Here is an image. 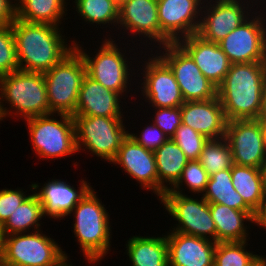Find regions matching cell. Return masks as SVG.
Masks as SVG:
<instances>
[{
    "instance_id": "obj_1",
    "label": "cell",
    "mask_w": 266,
    "mask_h": 266,
    "mask_svg": "<svg viewBox=\"0 0 266 266\" xmlns=\"http://www.w3.org/2000/svg\"><path fill=\"white\" fill-rule=\"evenodd\" d=\"M11 26L20 70L45 73L75 48L74 39L67 44L62 27L17 18Z\"/></svg>"
},
{
    "instance_id": "obj_2",
    "label": "cell",
    "mask_w": 266,
    "mask_h": 266,
    "mask_svg": "<svg viewBox=\"0 0 266 266\" xmlns=\"http://www.w3.org/2000/svg\"><path fill=\"white\" fill-rule=\"evenodd\" d=\"M265 73L266 62L231 64L217 88L227 121L258 118Z\"/></svg>"
},
{
    "instance_id": "obj_3",
    "label": "cell",
    "mask_w": 266,
    "mask_h": 266,
    "mask_svg": "<svg viewBox=\"0 0 266 266\" xmlns=\"http://www.w3.org/2000/svg\"><path fill=\"white\" fill-rule=\"evenodd\" d=\"M96 193L92 188L71 211L80 252L85 261L94 265L109 253L112 238L109 212Z\"/></svg>"
},
{
    "instance_id": "obj_4",
    "label": "cell",
    "mask_w": 266,
    "mask_h": 266,
    "mask_svg": "<svg viewBox=\"0 0 266 266\" xmlns=\"http://www.w3.org/2000/svg\"><path fill=\"white\" fill-rule=\"evenodd\" d=\"M3 101L10 107H5ZM13 114L23 120L49 114L43 73L19 69L0 76V121Z\"/></svg>"
},
{
    "instance_id": "obj_5",
    "label": "cell",
    "mask_w": 266,
    "mask_h": 266,
    "mask_svg": "<svg viewBox=\"0 0 266 266\" xmlns=\"http://www.w3.org/2000/svg\"><path fill=\"white\" fill-rule=\"evenodd\" d=\"M68 258L42 230L1 236L0 266H64Z\"/></svg>"
},
{
    "instance_id": "obj_6",
    "label": "cell",
    "mask_w": 266,
    "mask_h": 266,
    "mask_svg": "<svg viewBox=\"0 0 266 266\" xmlns=\"http://www.w3.org/2000/svg\"><path fill=\"white\" fill-rule=\"evenodd\" d=\"M109 35L108 38L104 36V40L99 46L100 50H96L94 53L98 52L93 57L90 56L91 54H87V49L82 48L83 45L80 46V42L75 41L74 46L84 59L86 74L89 77L123 97L124 95L128 96L126 94L131 92L129 89H131L130 86L132 84L129 82L132 81V76L135 75V70H137L134 69V65L132 68L130 66L135 61H128L132 60V58L131 56L130 58L126 56L127 51L125 49L127 47L118 46L119 44L115 42L116 40L111 38V34Z\"/></svg>"
},
{
    "instance_id": "obj_7",
    "label": "cell",
    "mask_w": 266,
    "mask_h": 266,
    "mask_svg": "<svg viewBox=\"0 0 266 266\" xmlns=\"http://www.w3.org/2000/svg\"><path fill=\"white\" fill-rule=\"evenodd\" d=\"M25 122L32 149L39 159H61L78 152L72 115L50 113L28 118Z\"/></svg>"
},
{
    "instance_id": "obj_8",
    "label": "cell",
    "mask_w": 266,
    "mask_h": 266,
    "mask_svg": "<svg viewBox=\"0 0 266 266\" xmlns=\"http://www.w3.org/2000/svg\"><path fill=\"white\" fill-rule=\"evenodd\" d=\"M75 125L77 151L110 162L115 158L122 141L128 136L125 117L72 115ZM123 118V119H122ZM85 147V148H84Z\"/></svg>"
},
{
    "instance_id": "obj_9",
    "label": "cell",
    "mask_w": 266,
    "mask_h": 266,
    "mask_svg": "<svg viewBox=\"0 0 266 266\" xmlns=\"http://www.w3.org/2000/svg\"><path fill=\"white\" fill-rule=\"evenodd\" d=\"M43 75L47 89L49 114L73 115L82 80L86 75V64L79 51L74 48Z\"/></svg>"
},
{
    "instance_id": "obj_10",
    "label": "cell",
    "mask_w": 266,
    "mask_h": 266,
    "mask_svg": "<svg viewBox=\"0 0 266 266\" xmlns=\"http://www.w3.org/2000/svg\"><path fill=\"white\" fill-rule=\"evenodd\" d=\"M159 201L165 211L178 223L170 231L206 238L216 242V227L212 219L209 203L186 194L165 192Z\"/></svg>"
},
{
    "instance_id": "obj_11",
    "label": "cell",
    "mask_w": 266,
    "mask_h": 266,
    "mask_svg": "<svg viewBox=\"0 0 266 266\" xmlns=\"http://www.w3.org/2000/svg\"><path fill=\"white\" fill-rule=\"evenodd\" d=\"M261 8L219 42L231 64L266 62V5Z\"/></svg>"
},
{
    "instance_id": "obj_12",
    "label": "cell",
    "mask_w": 266,
    "mask_h": 266,
    "mask_svg": "<svg viewBox=\"0 0 266 266\" xmlns=\"http://www.w3.org/2000/svg\"><path fill=\"white\" fill-rule=\"evenodd\" d=\"M156 48L159 51L156 49L155 53L173 72L185 102L217 97V87L203 75L192 57L178 43Z\"/></svg>"
},
{
    "instance_id": "obj_13",
    "label": "cell",
    "mask_w": 266,
    "mask_h": 266,
    "mask_svg": "<svg viewBox=\"0 0 266 266\" xmlns=\"http://www.w3.org/2000/svg\"><path fill=\"white\" fill-rule=\"evenodd\" d=\"M258 4L256 0H205L197 34L207 41L219 43L247 20L255 12L253 10L261 8Z\"/></svg>"
},
{
    "instance_id": "obj_14",
    "label": "cell",
    "mask_w": 266,
    "mask_h": 266,
    "mask_svg": "<svg viewBox=\"0 0 266 266\" xmlns=\"http://www.w3.org/2000/svg\"><path fill=\"white\" fill-rule=\"evenodd\" d=\"M148 49H151L150 56L146 61L142 60V67L138 70H143V78L139 79L142 83L138 82L141 87L138 85L137 92L142 93L141 96L145 97L144 101L148 102L149 107H180L185 101L173 72L156 53H152L154 47Z\"/></svg>"
},
{
    "instance_id": "obj_15",
    "label": "cell",
    "mask_w": 266,
    "mask_h": 266,
    "mask_svg": "<svg viewBox=\"0 0 266 266\" xmlns=\"http://www.w3.org/2000/svg\"><path fill=\"white\" fill-rule=\"evenodd\" d=\"M225 138L234 164L263 167L266 162V133L257 119L227 121Z\"/></svg>"
},
{
    "instance_id": "obj_16",
    "label": "cell",
    "mask_w": 266,
    "mask_h": 266,
    "mask_svg": "<svg viewBox=\"0 0 266 266\" xmlns=\"http://www.w3.org/2000/svg\"><path fill=\"white\" fill-rule=\"evenodd\" d=\"M205 0H157L161 46L198 32Z\"/></svg>"
},
{
    "instance_id": "obj_17",
    "label": "cell",
    "mask_w": 266,
    "mask_h": 266,
    "mask_svg": "<svg viewBox=\"0 0 266 266\" xmlns=\"http://www.w3.org/2000/svg\"><path fill=\"white\" fill-rule=\"evenodd\" d=\"M121 27V28H120ZM117 29L123 30L127 38H132L128 41L133 42V37L139 36L138 41L144 38L143 44L148 46L155 44L156 47L161 46V30L158 19L157 0H127L119 7V21ZM129 31V32H128ZM128 34H127V33ZM138 35V36H137ZM141 36V38H140ZM150 42H147L149 41ZM149 43V44H147ZM153 43V44H152ZM159 45V46H156Z\"/></svg>"
},
{
    "instance_id": "obj_18",
    "label": "cell",
    "mask_w": 266,
    "mask_h": 266,
    "mask_svg": "<svg viewBox=\"0 0 266 266\" xmlns=\"http://www.w3.org/2000/svg\"><path fill=\"white\" fill-rule=\"evenodd\" d=\"M61 180L49 179L42 187L35 182L30 185V190L32 192L34 190L43 207L44 216L50 219L54 218V220H63L64 217L71 216V211L74 207L92 189L89 182L84 179H81L80 187L77 190L69 182L66 183L67 181ZM38 189L39 191H37Z\"/></svg>"
},
{
    "instance_id": "obj_19",
    "label": "cell",
    "mask_w": 266,
    "mask_h": 266,
    "mask_svg": "<svg viewBox=\"0 0 266 266\" xmlns=\"http://www.w3.org/2000/svg\"><path fill=\"white\" fill-rule=\"evenodd\" d=\"M120 165L127 175L158 198V173L154 152L136 143L129 135L122 141L115 158L110 162Z\"/></svg>"
},
{
    "instance_id": "obj_20",
    "label": "cell",
    "mask_w": 266,
    "mask_h": 266,
    "mask_svg": "<svg viewBox=\"0 0 266 266\" xmlns=\"http://www.w3.org/2000/svg\"><path fill=\"white\" fill-rule=\"evenodd\" d=\"M177 43L192 57L203 75L218 88L231 66L219 43L207 41L197 33Z\"/></svg>"
},
{
    "instance_id": "obj_21",
    "label": "cell",
    "mask_w": 266,
    "mask_h": 266,
    "mask_svg": "<svg viewBox=\"0 0 266 266\" xmlns=\"http://www.w3.org/2000/svg\"><path fill=\"white\" fill-rule=\"evenodd\" d=\"M169 266H213L217 243L201 237L168 231Z\"/></svg>"
},
{
    "instance_id": "obj_22",
    "label": "cell",
    "mask_w": 266,
    "mask_h": 266,
    "mask_svg": "<svg viewBox=\"0 0 266 266\" xmlns=\"http://www.w3.org/2000/svg\"><path fill=\"white\" fill-rule=\"evenodd\" d=\"M182 123L208 139L225 137L227 120L217 97L203 101H189L181 105Z\"/></svg>"
},
{
    "instance_id": "obj_23",
    "label": "cell",
    "mask_w": 266,
    "mask_h": 266,
    "mask_svg": "<svg viewBox=\"0 0 266 266\" xmlns=\"http://www.w3.org/2000/svg\"><path fill=\"white\" fill-rule=\"evenodd\" d=\"M121 99L125 98H122L119 93L105 88L86 74L82 80L73 115L124 117L121 107L123 105L120 104Z\"/></svg>"
},
{
    "instance_id": "obj_24",
    "label": "cell",
    "mask_w": 266,
    "mask_h": 266,
    "mask_svg": "<svg viewBox=\"0 0 266 266\" xmlns=\"http://www.w3.org/2000/svg\"><path fill=\"white\" fill-rule=\"evenodd\" d=\"M209 208L216 227V243L247 241L250 238L247 222L254 223V211L236 210L218 203H209Z\"/></svg>"
},
{
    "instance_id": "obj_25",
    "label": "cell",
    "mask_w": 266,
    "mask_h": 266,
    "mask_svg": "<svg viewBox=\"0 0 266 266\" xmlns=\"http://www.w3.org/2000/svg\"><path fill=\"white\" fill-rule=\"evenodd\" d=\"M154 155L158 173L159 199L177 183L189 160L171 138L155 150Z\"/></svg>"
},
{
    "instance_id": "obj_26",
    "label": "cell",
    "mask_w": 266,
    "mask_h": 266,
    "mask_svg": "<svg viewBox=\"0 0 266 266\" xmlns=\"http://www.w3.org/2000/svg\"><path fill=\"white\" fill-rule=\"evenodd\" d=\"M126 245V253L132 266H169L166 234L133 236Z\"/></svg>"
},
{
    "instance_id": "obj_27",
    "label": "cell",
    "mask_w": 266,
    "mask_h": 266,
    "mask_svg": "<svg viewBox=\"0 0 266 266\" xmlns=\"http://www.w3.org/2000/svg\"><path fill=\"white\" fill-rule=\"evenodd\" d=\"M69 0H16V18L60 26L68 11ZM66 12V13H65Z\"/></svg>"
},
{
    "instance_id": "obj_28",
    "label": "cell",
    "mask_w": 266,
    "mask_h": 266,
    "mask_svg": "<svg viewBox=\"0 0 266 266\" xmlns=\"http://www.w3.org/2000/svg\"><path fill=\"white\" fill-rule=\"evenodd\" d=\"M231 178L235 190L256 213L266 197L262 168L233 164Z\"/></svg>"
},
{
    "instance_id": "obj_29",
    "label": "cell",
    "mask_w": 266,
    "mask_h": 266,
    "mask_svg": "<svg viewBox=\"0 0 266 266\" xmlns=\"http://www.w3.org/2000/svg\"><path fill=\"white\" fill-rule=\"evenodd\" d=\"M44 217L43 207L33 191L0 227V235L7 236L16 233L39 231L42 224L40 220Z\"/></svg>"
},
{
    "instance_id": "obj_30",
    "label": "cell",
    "mask_w": 266,
    "mask_h": 266,
    "mask_svg": "<svg viewBox=\"0 0 266 266\" xmlns=\"http://www.w3.org/2000/svg\"><path fill=\"white\" fill-rule=\"evenodd\" d=\"M201 196L208 203H218L241 211H253L233 187L231 168L211 175Z\"/></svg>"
},
{
    "instance_id": "obj_31",
    "label": "cell",
    "mask_w": 266,
    "mask_h": 266,
    "mask_svg": "<svg viewBox=\"0 0 266 266\" xmlns=\"http://www.w3.org/2000/svg\"><path fill=\"white\" fill-rule=\"evenodd\" d=\"M75 11L87 24L103 25L111 24L115 30L119 21V6L113 0H74ZM115 26V28H114Z\"/></svg>"
},
{
    "instance_id": "obj_32",
    "label": "cell",
    "mask_w": 266,
    "mask_h": 266,
    "mask_svg": "<svg viewBox=\"0 0 266 266\" xmlns=\"http://www.w3.org/2000/svg\"><path fill=\"white\" fill-rule=\"evenodd\" d=\"M198 161L209 176L231 168L234 164L233 156L226 138L209 139L203 147Z\"/></svg>"
},
{
    "instance_id": "obj_33",
    "label": "cell",
    "mask_w": 266,
    "mask_h": 266,
    "mask_svg": "<svg viewBox=\"0 0 266 266\" xmlns=\"http://www.w3.org/2000/svg\"><path fill=\"white\" fill-rule=\"evenodd\" d=\"M247 241L217 242L213 266H248L258 254L247 250Z\"/></svg>"
},
{
    "instance_id": "obj_34",
    "label": "cell",
    "mask_w": 266,
    "mask_h": 266,
    "mask_svg": "<svg viewBox=\"0 0 266 266\" xmlns=\"http://www.w3.org/2000/svg\"><path fill=\"white\" fill-rule=\"evenodd\" d=\"M209 177V174L201 166L198 160L188 161L177 183L166 192L186 194L183 192L184 188L181 187L184 183V186L186 185L185 189L188 188L189 192L192 191L191 194L202 195L206 189Z\"/></svg>"
},
{
    "instance_id": "obj_35",
    "label": "cell",
    "mask_w": 266,
    "mask_h": 266,
    "mask_svg": "<svg viewBox=\"0 0 266 266\" xmlns=\"http://www.w3.org/2000/svg\"><path fill=\"white\" fill-rule=\"evenodd\" d=\"M171 139L180 147L189 161L198 160L203 147L209 140L183 123L178 127Z\"/></svg>"
},
{
    "instance_id": "obj_36",
    "label": "cell",
    "mask_w": 266,
    "mask_h": 266,
    "mask_svg": "<svg viewBox=\"0 0 266 266\" xmlns=\"http://www.w3.org/2000/svg\"><path fill=\"white\" fill-rule=\"evenodd\" d=\"M19 70L11 24L0 25V76Z\"/></svg>"
},
{
    "instance_id": "obj_37",
    "label": "cell",
    "mask_w": 266,
    "mask_h": 266,
    "mask_svg": "<svg viewBox=\"0 0 266 266\" xmlns=\"http://www.w3.org/2000/svg\"><path fill=\"white\" fill-rule=\"evenodd\" d=\"M154 108L152 123L157 125L169 138L175 134L178 127L182 124L181 106L174 108Z\"/></svg>"
},
{
    "instance_id": "obj_38",
    "label": "cell",
    "mask_w": 266,
    "mask_h": 266,
    "mask_svg": "<svg viewBox=\"0 0 266 266\" xmlns=\"http://www.w3.org/2000/svg\"><path fill=\"white\" fill-rule=\"evenodd\" d=\"M140 135L128 131L129 137H131L136 143L142 145L148 150L155 151L163 143H165L169 137L154 123H145ZM149 125V126H148Z\"/></svg>"
},
{
    "instance_id": "obj_39",
    "label": "cell",
    "mask_w": 266,
    "mask_h": 266,
    "mask_svg": "<svg viewBox=\"0 0 266 266\" xmlns=\"http://www.w3.org/2000/svg\"><path fill=\"white\" fill-rule=\"evenodd\" d=\"M23 189L0 190V227L8 220L18 206L29 196Z\"/></svg>"
},
{
    "instance_id": "obj_40",
    "label": "cell",
    "mask_w": 266,
    "mask_h": 266,
    "mask_svg": "<svg viewBox=\"0 0 266 266\" xmlns=\"http://www.w3.org/2000/svg\"><path fill=\"white\" fill-rule=\"evenodd\" d=\"M15 19L16 0H0V25L12 24Z\"/></svg>"
},
{
    "instance_id": "obj_41",
    "label": "cell",
    "mask_w": 266,
    "mask_h": 266,
    "mask_svg": "<svg viewBox=\"0 0 266 266\" xmlns=\"http://www.w3.org/2000/svg\"><path fill=\"white\" fill-rule=\"evenodd\" d=\"M254 224L260 226L264 230L266 229V197L260 209L256 212Z\"/></svg>"
},
{
    "instance_id": "obj_42",
    "label": "cell",
    "mask_w": 266,
    "mask_h": 266,
    "mask_svg": "<svg viewBox=\"0 0 266 266\" xmlns=\"http://www.w3.org/2000/svg\"><path fill=\"white\" fill-rule=\"evenodd\" d=\"M261 110L257 120L264 126L266 124V73L264 76L263 91H262Z\"/></svg>"
},
{
    "instance_id": "obj_43",
    "label": "cell",
    "mask_w": 266,
    "mask_h": 266,
    "mask_svg": "<svg viewBox=\"0 0 266 266\" xmlns=\"http://www.w3.org/2000/svg\"><path fill=\"white\" fill-rule=\"evenodd\" d=\"M248 266H266V257L257 255Z\"/></svg>"
},
{
    "instance_id": "obj_44",
    "label": "cell",
    "mask_w": 266,
    "mask_h": 266,
    "mask_svg": "<svg viewBox=\"0 0 266 266\" xmlns=\"http://www.w3.org/2000/svg\"><path fill=\"white\" fill-rule=\"evenodd\" d=\"M262 172H263V177H264V189H265V194H266V162L264 163L262 167Z\"/></svg>"
},
{
    "instance_id": "obj_45",
    "label": "cell",
    "mask_w": 266,
    "mask_h": 266,
    "mask_svg": "<svg viewBox=\"0 0 266 266\" xmlns=\"http://www.w3.org/2000/svg\"><path fill=\"white\" fill-rule=\"evenodd\" d=\"M119 7L127 0H113Z\"/></svg>"
},
{
    "instance_id": "obj_46",
    "label": "cell",
    "mask_w": 266,
    "mask_h": 266,
    "mask_svg": "<svg viewBox=\"0 0 266 266\" xmlns=\"http://www.w3.org/2000/svg\"><path fill=\"white\" fill-rule=\"evenodd\" d=\"M256 1H257V3H259V5H261V6H263V4H264V6L266 5V4H265V1H266V0H265V1H264V0H260V1H259V0H256ZM262 1H263V2H262ZM262 3H263V4H262Z\"/></svg>"
},
{
    "instance_id": "obj_47",
    "label": "cell",
    "mask_w": 266,
    "mask_h": 266,
    "mask_svg": "<svg viewBox=\"0 0 266 266\" xmlns=\"http://www.w3.org/2000/svg\"><path fill=\"white\" fill-rule=\"evenodd\" d=\"M72 265H73L72 263L70 264V263L68 262V263H67L66 265H64V266H72ZM73 266H74V265H73Z\"/></svg>"
}]
</instances>
